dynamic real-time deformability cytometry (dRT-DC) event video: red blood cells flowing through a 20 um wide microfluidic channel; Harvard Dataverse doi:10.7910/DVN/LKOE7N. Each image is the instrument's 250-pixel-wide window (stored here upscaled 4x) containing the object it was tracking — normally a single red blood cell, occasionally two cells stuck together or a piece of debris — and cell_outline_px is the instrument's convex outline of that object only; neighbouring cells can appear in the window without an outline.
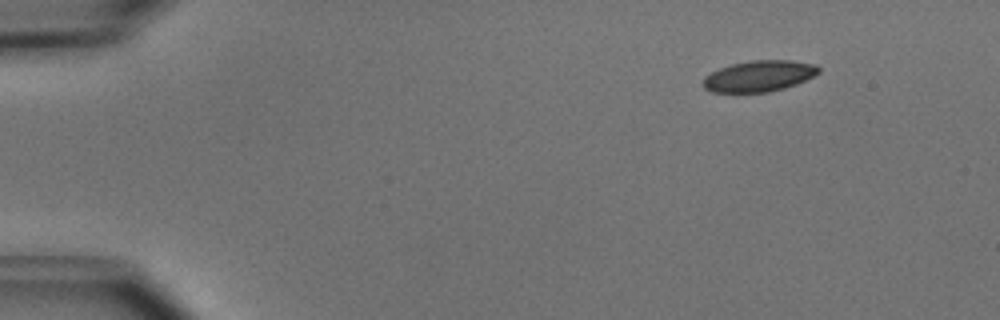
{"species": "common noctule bat (a hibernating species)", "species_latin": "Nyctalus noctula", "temperature_condition": "cold", "stored_images_in_passage": 46, "camera_frame_rate_fps": 3000, "um_per_image_px": 0.085, "animal": {"sex": "male", "body_mass_g": 15.6}, "frame": {"image": 1, "passage_image": 1, "time_ms": 0.0, "image_size_px": [1000, 320], "cell_outline_px": [[820, 72], [796, 84], [784, 88], [768, 92], [712, 92], [704, 88], [704, 76], [720, 68], [732, 64], [752, 60], [792, 60], [816, 64], [820, 68]], "centroid_in_image_um": [64.54, 6.46], "position_along_channel_um": 20.5, "area_um2": 20.81}}
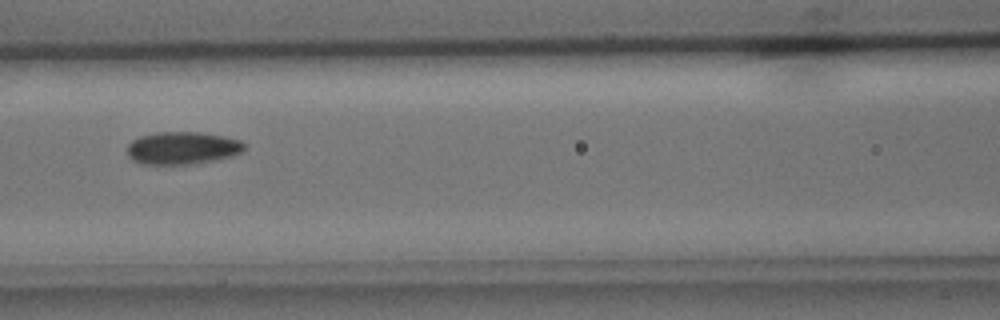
{"frame": {"image": 2, "passage_image": 18, "time_ms": 5.667, "image_size_px": [1000, 320], "cell_outline_px": [[244, 148], [240, 152], [216, 160], [188, 164], [140, 164], [132, 160], [128, 156], [128, 144], [132, 140], [140, 136], [156, 132], [200, 132], [224, 136], [240, 140], [244, 144]], "centroid_in_image_um": [15.46, 12.57], "position_along_channel_um": 151.1, "area_um2": 22.14}}
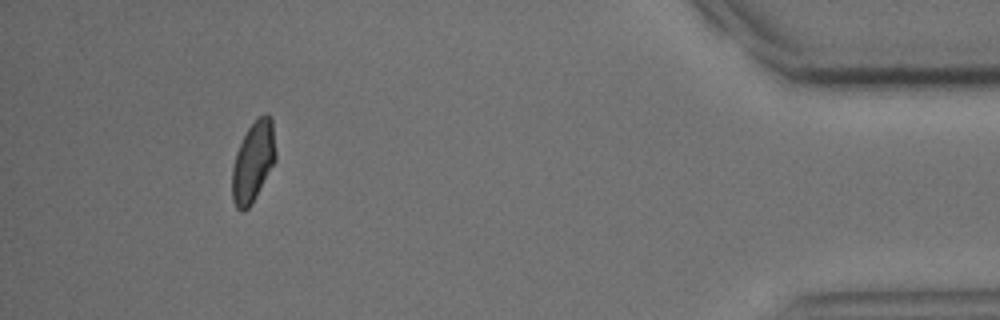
{"frame": {"image": 3, "passage_image": 42, "time_ms": 13.667, "image_size_px": [1000, 320], "cell_outline_px": [[276, 160], [252, 204], [244, 212], [240, 212], [236, 208], [232, 200], [232, 168], [236, 152], [248, 128], [264, 112], [268, 112], [272, 116], [276, 152]], "centroid_in_image_um": [21.53, 13.75], "position_along_channel_um": 413.7, "area_um2": 20.63}, "authors_computed_cell_mechanics": {"area_um2": 21.3282, "velocity_mm_per_s": 3.9747, "shape_relaxation_time_tau1_ms": 2.6264, "shape_relaxation_time_tau2_ms": 6.2372, "deformation_change_tau1": 0.0891, "deformation_change_tau2": 0.0872}}